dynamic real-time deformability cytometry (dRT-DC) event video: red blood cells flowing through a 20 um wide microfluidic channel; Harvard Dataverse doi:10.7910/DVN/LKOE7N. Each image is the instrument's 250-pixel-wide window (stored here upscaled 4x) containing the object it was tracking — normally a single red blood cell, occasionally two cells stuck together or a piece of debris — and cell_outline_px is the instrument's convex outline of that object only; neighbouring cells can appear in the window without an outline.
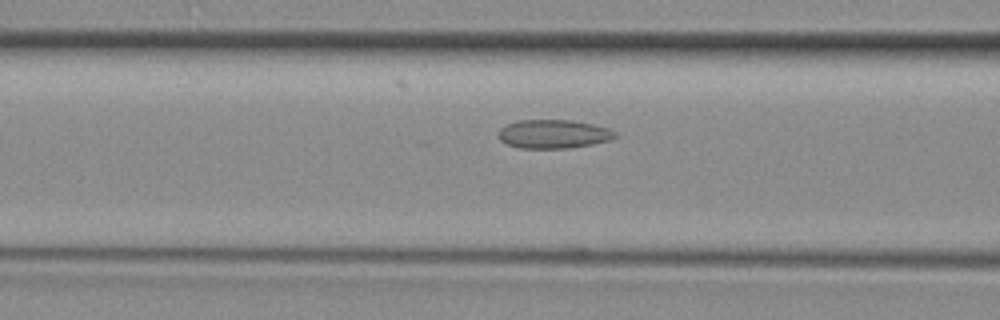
{"species": "common noctule bat (a hibernating species)", "species_latin": "Nyctalus noctula", "temperature_condition": "room temperature", "stored_images_in_passage": 34, "camera_frame_rate_fps": 3000, "um_per_image_px": 0.085, "animal": {"sex": "female", "body_mass_g": 29.2, "forearm_length_mm": 56.3}, "frame": {"image": 1, "passage_image": 10, "time_ms": 3.0, "image_size_px": [1000, 320], "cell_outline_px": [[616, 136], [612, 140], [592, 144], [568, 148], [520, 148], [508, 144], [500, 140], [500, 128], [508, 124], [520, 120], [572, 120], [592, 124], [608, 128], [616, 132]], "centroid_in_image_um": [47.08, 11.39], "position_along_channel_um": 119.5, "area_um2": 19.36}}
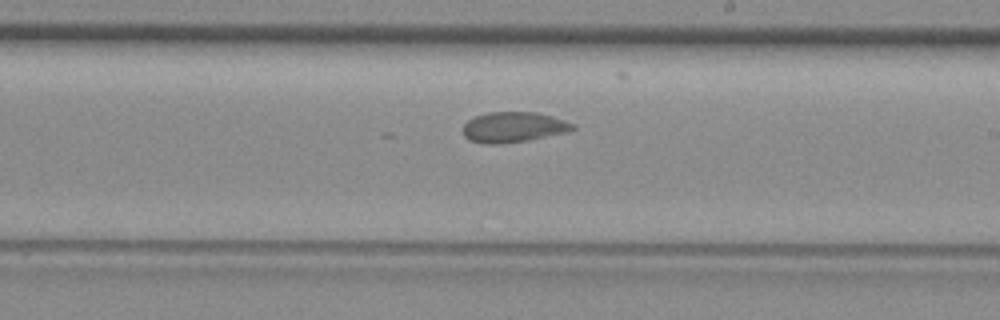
{"frame": {"image": 2, "passage_image": 19, "time_ms": 6.0, "image_size_px": [1000, 320], "cell_outline_px": [[576, 128], [568, 132], [528, 140], [492, 144], [468, 140], [464, 136], [464, 124], [468, 120], [476, 116], [488, 112], [536, 112], [552, 116], [576, 124]], "centroid_in_image_um": [43.68, 10.79], "position_along_channel_um": 245.3, "area_um2": 19.31}}
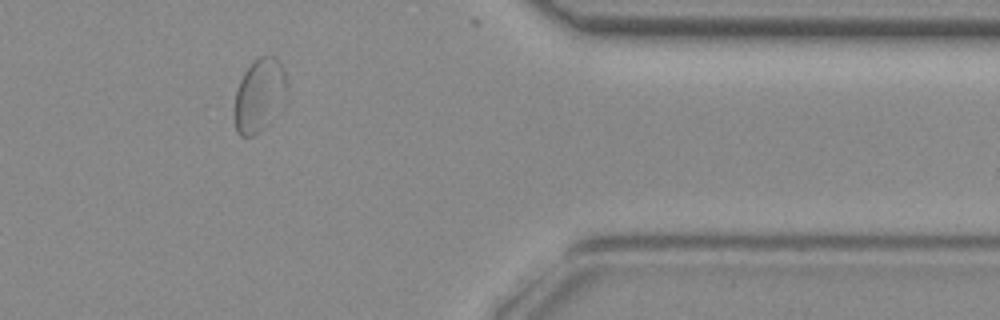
{"frame": {"image": 3, "passage_image": 31, "time_ms": 10.0, "image_size_px": [1000, 320], "cell_outline_px": [[288, 84], [260, 128], [252, 136], [240, 136], [236, 132], [236, 92], [240, 80], [244, 72], [260, 56], [276, 56], [280, 60], [284, 68]], "centroid_in_image_um": [21.99, 7.96], "position_along_channel_um": 389.4, "area_um2": 20.46}}